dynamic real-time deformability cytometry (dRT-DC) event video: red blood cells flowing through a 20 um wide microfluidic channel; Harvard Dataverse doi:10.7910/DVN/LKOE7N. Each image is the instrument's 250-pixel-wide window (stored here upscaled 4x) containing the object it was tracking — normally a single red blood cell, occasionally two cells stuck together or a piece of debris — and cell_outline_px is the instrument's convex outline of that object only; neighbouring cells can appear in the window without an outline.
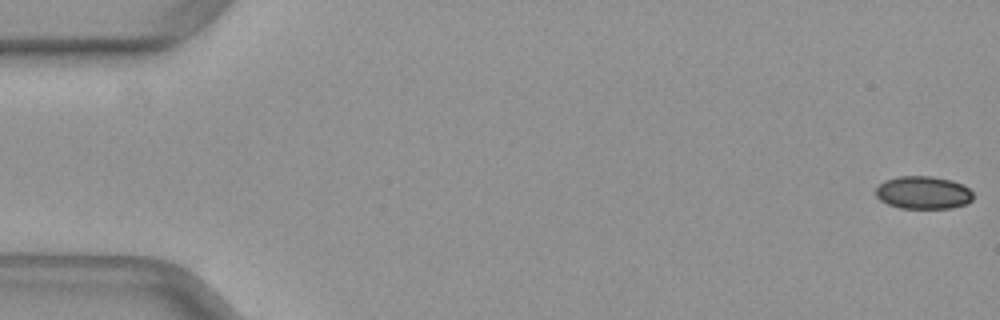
{"species": "common noctule bat (a hibernating species)", "species_latin": "Nyctalus noctula", "temperature_condition": "warm", "stored_images_in_passage": 48, "camera_frame_rate_fps": 3000, "um_per_image_px": 0.085, "animal": {"sex": "female", "body_mass_g": 29.2, "forearm_length_mm": 56.3}, "frame": {"image": 1, "passage_image": 1, "time_ms": 0.0, "image_size_px": [1000, 320], "cell_outline_px": [[972, 200], [968, 204], [948, 208], [900, 208], [888, 204], [880, 200], [876, 196], [876, 188], [884, 180], [900, 176], [932, 176], [952, 180], [968, 188], [972, 192]], "centroid_in_image_um": [78.46, 16.37], "position_along_channel_um": 6.5, "area_um2": 18.61}}
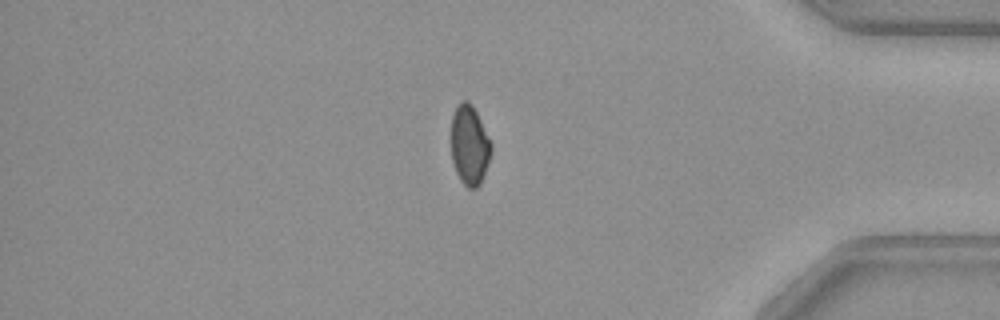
{"frame": {"image": 2, "passage_image": 43, "time_ms": 14.0, "image_size_px": [1000, 320], "cell_outline_px": [[492, 152], [488, 164], [480, 184], [476, 188], [468, 188], [460, 180], [456, 172], [452, 160], [452, 112], [456, 104], [460, 100], [468, 100], [472, 104], [492, 144]], "centroid_in_image_um": [39.91, 12.31], "position_along_channel_um": 395.3, "area_um2": 18.67}}